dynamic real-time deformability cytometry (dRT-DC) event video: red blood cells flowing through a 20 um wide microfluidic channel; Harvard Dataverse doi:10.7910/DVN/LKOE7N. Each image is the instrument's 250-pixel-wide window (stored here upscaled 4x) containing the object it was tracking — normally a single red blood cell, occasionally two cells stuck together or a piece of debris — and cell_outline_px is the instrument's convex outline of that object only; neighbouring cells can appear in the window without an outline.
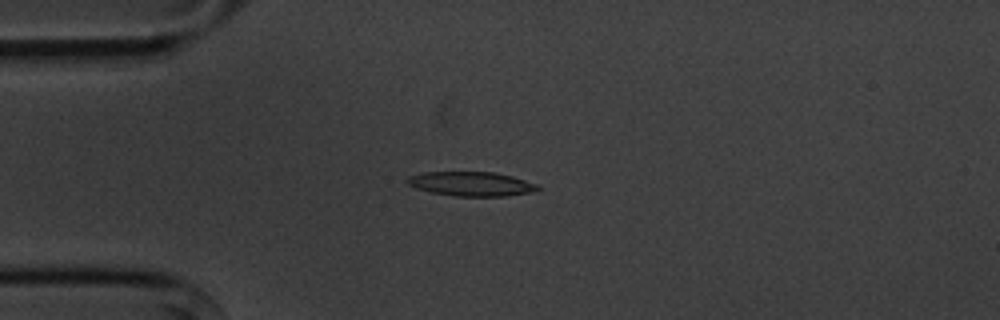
{"species": "common noctule bat (a hibernating species)", "species_latin": "Nyctalus noctula", "temperature_condition": "cold", "stored_images_in_passage": 9, "camera_frame_rate_fps": 3000, "um_per_image_px": 0.085, "animal": {"sex": "male", "body_mass_g": 20.1, "forearm_length_mm": 53.5}, "frame": {"image": 1, "passage_image": 2, "time_ms": 1.333, "image_size_px": [1000, 320], "cell_outline_px": [[540, 188], [532, 192], [504, 196], [456, 196], [432, 192], [416, 188], [408, 184], [404, 180], [408, 176], [424, 172], [496, 172], [512, 176], [536, 184]], "centroid_in_image_um": [40.02, 15.62], "position_along_channel_um": 45.0, "area_um2": 18.38}}
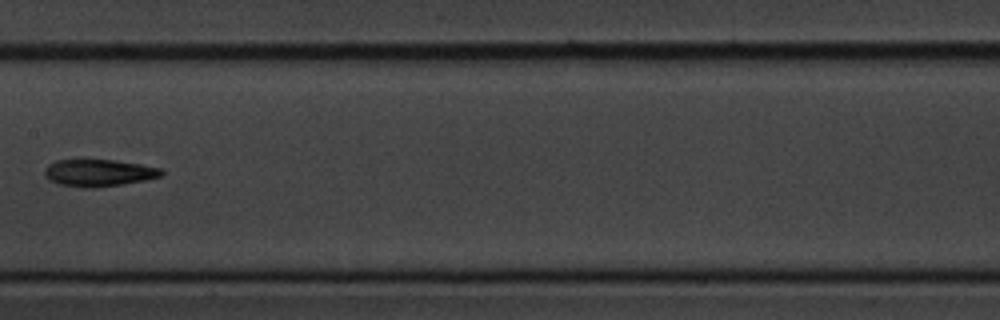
{"frame": {"image": 2, "passage_image": 6, "time_ms": 6.0, "image_size_px": [1000, 320], "cell_outline_px": [[164, 172], [160, 176], [144, 180], [124, 184], [96, 188], [84, 188], [60, 184], [48, 180], [44, 172], [48, 164], [56, 160], [112, 160], [140, 164], [164, 168]], "centroid_in_image_um": [8.41, 14.7], "position_along_channel_um": 199.0, "area_um2": 18.44}}
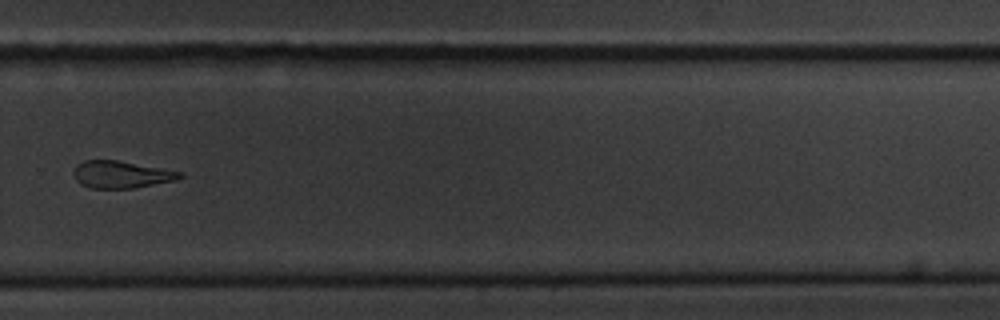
{"frame": {"image": 3, "passage_image": 9, "time_ms": 9.333, "image_size_px": [1000, 320], "cell_outline_px": [[184, 176], [176, 180], [136, 188], [92, 188], [80, 184], [76, 180], [72, 172], [76, 164], [84, 160], [116, 160], [184, 172]], "centroid_in_image_um": [10.3, 14.83], "position_along_channel_um": 319.5, "area_um2": 16.94}}